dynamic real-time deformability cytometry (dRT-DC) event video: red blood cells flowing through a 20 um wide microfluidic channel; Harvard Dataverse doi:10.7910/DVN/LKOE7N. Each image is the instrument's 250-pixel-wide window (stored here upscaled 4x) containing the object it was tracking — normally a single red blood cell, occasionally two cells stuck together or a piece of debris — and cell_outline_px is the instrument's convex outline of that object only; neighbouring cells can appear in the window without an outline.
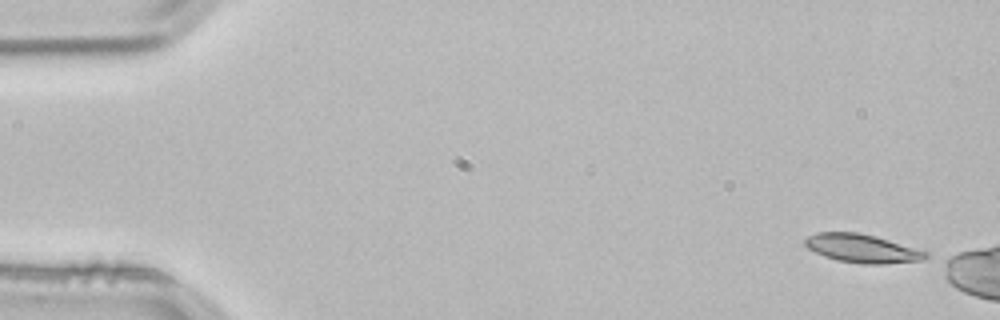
{"species": "common noctule bat (a hibernating species)", "species_latin": "Nyctalus noctula", "temperature_condition": "room temperature", "stored_images_in_passage": 15, "camera_frame_rate_fps": 3000, "um_per_image_px": 0.085, "animal": {"sex": "male", "body_mass_g": 21.5, "forearm_length_mm": 52.0}, "frame": {"image": 1, "passage_image": 1, "time_ms": 0.0, "image_size_px": [1000, 320], "cell_outline_px": [[928, 256], [924, 260], [884, 264], [864, 264], [836, 260], [824, 256], [808, 248], [804, 244], [804, 240], [808, 236], [816, 232], [856, 232], [876, 236], [928, 252]], "centroid_in_image_um": [73.27, 21.12], "position_along_channel_um": 11.7, "area_um2": 20.0}}
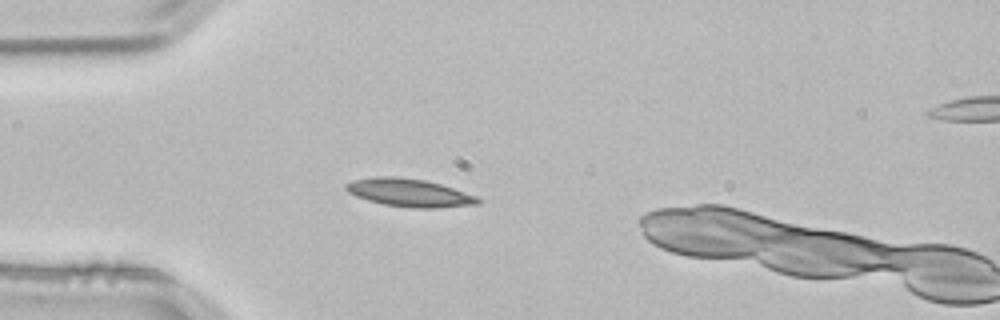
{"frame": {"image": 2, "passage_image": 13, "time_ms": 4.0, "image_size_px": [1000, 320], "cell_outline_px": [[480, 204], [436, 208], [412, 208], [384, 204], [368, 200], [356, 196], [348, 192], [344, 188], [344, 184], [352, 180], [376, 176], [392, 176], [424, 180], [440, 184], [476, 196], [480, 200]], "centroid_in_image_um": [34.75, 16.38], "position_along_channel_um": 50.2, "area_um2": 21.39}}